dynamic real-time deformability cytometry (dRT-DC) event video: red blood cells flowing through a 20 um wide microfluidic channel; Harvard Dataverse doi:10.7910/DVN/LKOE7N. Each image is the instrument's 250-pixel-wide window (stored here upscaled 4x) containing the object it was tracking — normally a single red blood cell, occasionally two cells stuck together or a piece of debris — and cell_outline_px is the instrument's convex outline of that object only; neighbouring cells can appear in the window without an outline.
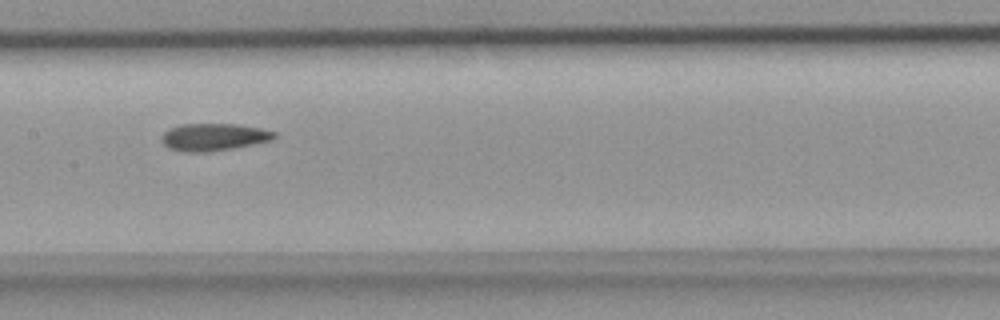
{"species": "common noctule bat (a hibernating species)", "species_latin": "Nyctalus noctula", "temperature_condition": "room temperature", "stored_images_in_passage": 7, "camera_frame_rate_fps": 3000, "um_per_image_px": 0.085, "animal": {"sex": "female", "body_mass_g": 18.4}, "frame": {"image": 1, "passage_image": 7, "time_ms": 2.0, "image_size_px": [1000, 320], "cell_outline_px": [[276, 136], [272, 140], [232, 148], [208, 152], [184, 152], [168, 148], [160, 140], [160, 136], [168, 128], [180, 124], [236, 124], [260, 128], [276, 132]], "centroid_in_image_um": [18.11, 11.64], "position_along_channel_um": 189.3, "area_um2": 18.03}}